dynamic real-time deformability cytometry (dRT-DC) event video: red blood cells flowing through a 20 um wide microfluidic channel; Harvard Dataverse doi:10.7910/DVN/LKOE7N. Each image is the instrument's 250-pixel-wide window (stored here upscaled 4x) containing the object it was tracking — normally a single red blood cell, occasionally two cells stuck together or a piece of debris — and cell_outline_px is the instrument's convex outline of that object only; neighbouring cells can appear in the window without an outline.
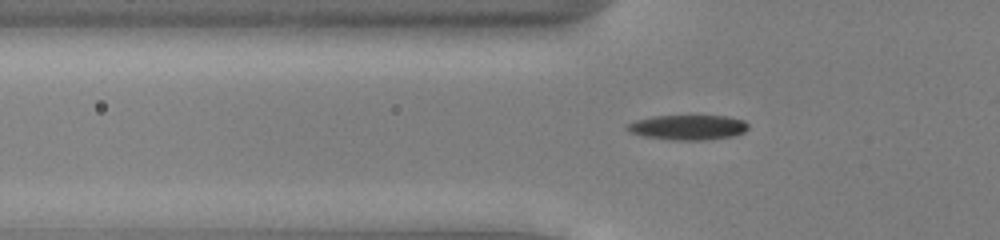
{"species": "common noctule bat (a hibernating species)", "species_latin": "Nyctalus noctula", "temperature_condition": "cold", "stored_images_in_passage": 49, "camera_frame_rate_fps": 3000, "um_per_image_px": 0.085, "animal": {"sex": "male", "body_mass_g": 13.0, "forearm_length_mm": 53.1}, "frame": {"image": 1, "passage_image": 14, "time_ms": 4.333, "image_size_px": [1000, 240], "cell_outline_px": [[748, 128], [744, 132], [732, 136], [704, 140], [672, 140], [644, 136], [628, 132], [624, 128], [628, 124], [636, 120], [652, 116], [728, 116], [744, 120], [748, 124]], "centroid_in_image_um": [58.46, 10.82], "position_along_channel_um": 67.3, "area_um2": 17.63}}
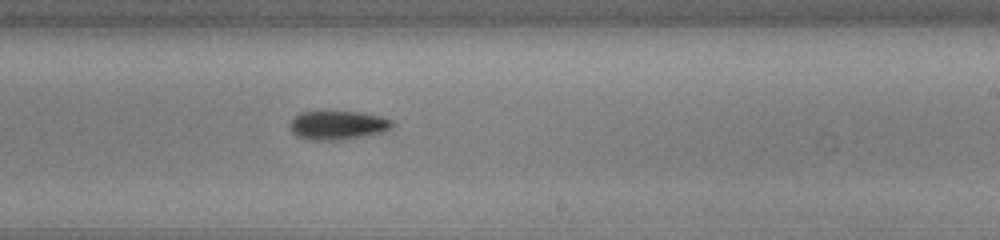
{"frame": {"image": 2, "passage_image": 29, "time_ms": 9.333, "image_size_px": [1000, 240], "cell_outline_px": [[392, 124], [384, 132], [340, 140], [312, 140], [296, 136], [288, 128], [288, 124], [300, 112], [360, 112], [380, 116], [392, 120]], "centroid_in_image_um": [28.66, 10.65], "position_along_channel_um": 260.3, "area_um2": 17.05}}
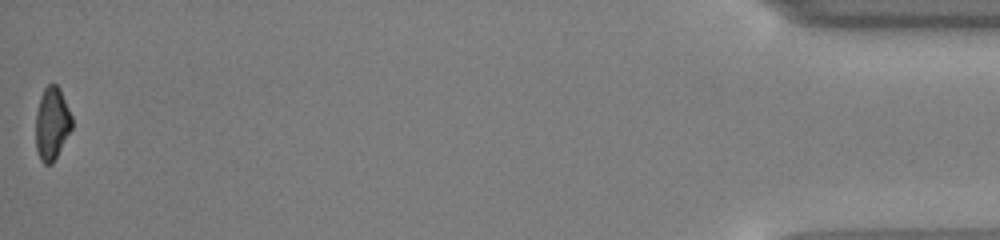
{"frame": {"image": 3, "passage_image": 49, "time_ms": 16.0, "image_size_px": [1000, 240], "cell_outline_px": [[72, 128], [52, 164], [44, 164], [40, 160], [36, 148], [36, 112], [40, 96], [44, 88], [48, 84], [56, 84], [60, 88], [72, 116]], "centroid_in_image_um": [4.41, 10.49], "position_along_channel_um": 430.8, "area_um2": 15.37}, "authors_computed_cell_mechanics": {"area_um2": 16.6464, "velocity_mm_per_s": 3.9084, "shape_relaxation_time_tau1_ms": 2.6821, "shape_relaxation_time_tau2_ms": null, "deformation_change_tau1": 0.1135, "deformation_change_tau2": null}}